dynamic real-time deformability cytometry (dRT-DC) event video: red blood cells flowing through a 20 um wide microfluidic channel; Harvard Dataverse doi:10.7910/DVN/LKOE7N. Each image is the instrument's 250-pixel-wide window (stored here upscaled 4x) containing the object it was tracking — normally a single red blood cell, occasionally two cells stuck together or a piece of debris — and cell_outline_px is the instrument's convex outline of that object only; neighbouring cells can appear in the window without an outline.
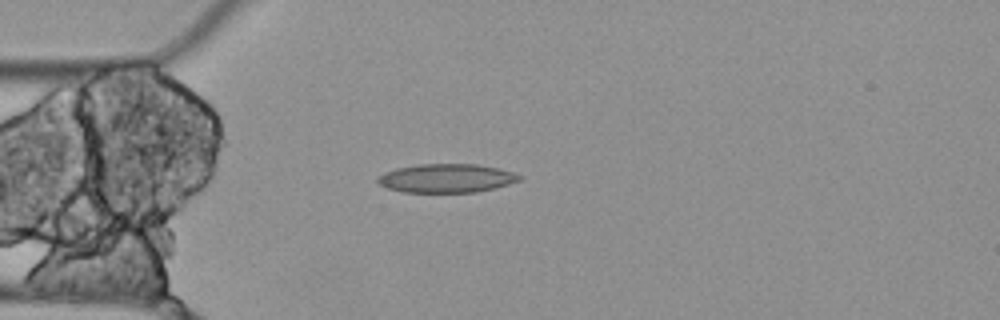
{"species": "Egyptian fruit bat (a non-hibernating species)", "species_latin": "Rousettus aegyptiacus", "temperature_condition": "cold", "stored_images_in_passage": 4, "camera_frame_rate_fps": 3000, "um_per_image_px": 0.085, "animal": {"sex": "female"}, "frame": {"image": 1, "passage_image": 4, "time_ms": 1.0, "image_size_px": [1000, 320], "cell_outline_px": [[524, 176], [520, 180], [496, 188], [476, 192], [404, 192], [388, 188], [380, 184], [376, 180], [376, 176], [384, 172], [396, 168], [416, 164], [476, 164], [496, 168], [512, 172]], "centroid_in_image_um": [37.93, 15.15], "position_along_channel_um": 47.1, "area_um2": 23.76}}